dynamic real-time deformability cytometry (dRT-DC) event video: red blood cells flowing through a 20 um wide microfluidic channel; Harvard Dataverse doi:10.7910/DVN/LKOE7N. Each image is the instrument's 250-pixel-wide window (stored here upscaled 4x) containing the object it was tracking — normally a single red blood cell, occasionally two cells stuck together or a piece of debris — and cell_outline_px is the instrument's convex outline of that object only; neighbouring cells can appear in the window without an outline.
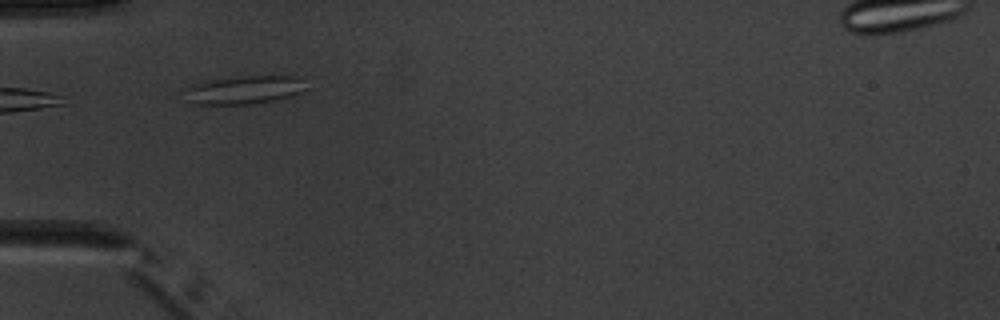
{"species": "common noctule bat (a hibernating species)", "species_latin": "Nyctalus noctula", "temperature_condition": "warm", "stored_images_in_passage": 3, "camera_frame_rate_fps": 3000, "um_per_image_px": 0.085, "animal": {"sex": "male", "body_mass_g": 20.1, "forearm_length_mm": 53.5}, "frame": {"image": 1, "passage_image": 2, "time_ms": 1.0, "image_size_px": [1000, 320], "cell_outline_px": [[308, 88], [292, 96], [276, 100], [252, 104], [196, 104], [188, 100], [184, 88], [192, 84], [212, 80], [240, 76], [304, 76]], "centroid_in_image_um": [20.85, 7.63], "position_along_channel_um": 64.2, "area_um2": 20.23}}
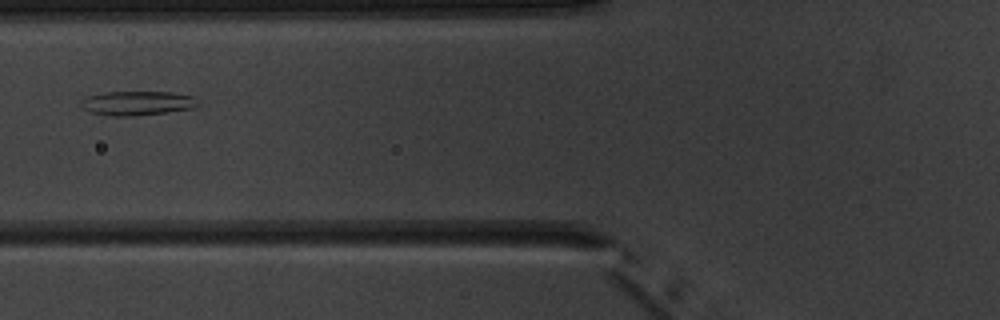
{"frame": {"image": 2, "passage_image": 3, "time_ms": 2.333, "image_size_px": [1000, 320], "cell_outline_px": [[200, 104], [196, 108], [168, 112], [132, 116], [112, 116], [88, 112], [80, 108], [80, 100], [88, 96], [104, 92], [172, 92], [196, 96]], "centroid_in_image_um": [11.68, 8.77], "position_along_channel_um": 114.1, "area_um2": 16.94}}